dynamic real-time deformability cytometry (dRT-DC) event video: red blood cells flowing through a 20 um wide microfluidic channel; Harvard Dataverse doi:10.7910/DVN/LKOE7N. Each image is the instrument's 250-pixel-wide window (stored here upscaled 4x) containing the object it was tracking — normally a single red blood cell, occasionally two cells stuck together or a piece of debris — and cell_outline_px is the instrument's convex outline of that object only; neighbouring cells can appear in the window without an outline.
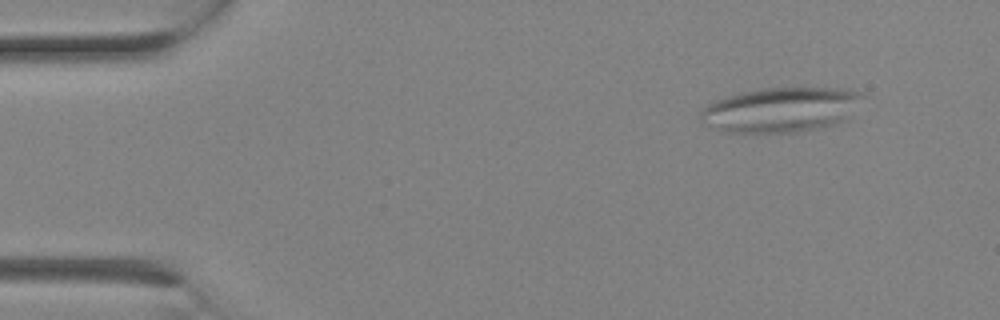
{"species": "Egyptian fruit bat (a non-hibernating species)", "species_latin": "Rousettus aegyptiacus", "temperature_condition": "room temperature", "stored_images_in_passage": 2, "camera_frame_rate_fps": 3000, "um_per_image_px": 0.085, "animal": {"sex": "female"}, "frame": {"image": 1, "passage_image": 1, "time_ms": 0.0, "image_size_px": [1000, 320], "cell_outline_px": [[868, 96], [844, 120], [836, 124], [796, 132], [724, 132], [704, 124], [700, 120], [700, 112], [712, 100], [724, 96], [740, 92], [760, 88], [852, 88], [864, 92]], "centroid_in_image_um": [66.4, 9.3], "position_along_channel_um": 18.6, "area_um2": 42.89}}